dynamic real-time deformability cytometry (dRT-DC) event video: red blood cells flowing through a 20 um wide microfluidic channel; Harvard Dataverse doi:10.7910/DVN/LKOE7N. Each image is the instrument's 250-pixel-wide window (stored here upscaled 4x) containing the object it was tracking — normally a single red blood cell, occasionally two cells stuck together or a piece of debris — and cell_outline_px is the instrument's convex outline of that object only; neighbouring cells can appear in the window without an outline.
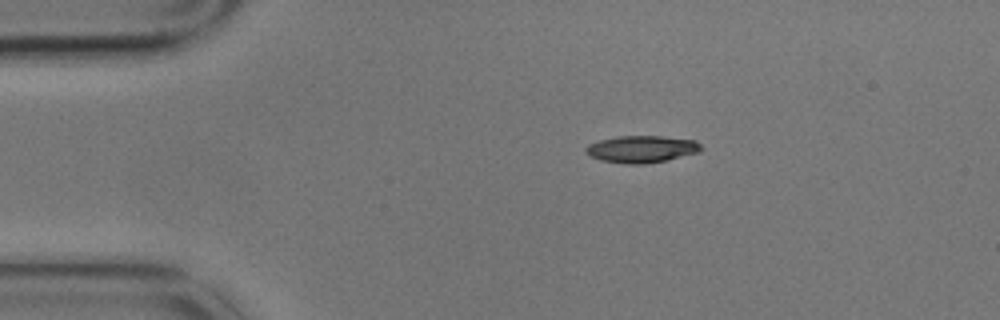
{"species": "common noctule bat (a hibernating species)", "species_latin": "Nyctalus noctula", "temperature_condition": "cold", "stored_images_in_passage": 9, "camera_frame_rate_fps": 3000, "um_per_image_px": 0.085, "animal": {"sex": "male", "body_mass_g": 17.9}, "frame": {"image": 1, "passage_image": 1, "time_ms": 0.0, "image_size_px": [1000, 320], "cell_outline_px": [[704, 148], [700, 152], [668, 160], [644, 164], [624, 164], [600, 160], [588, 156], [584, 152], [584, 148], [588, 144], [600, 140], [616, 136], [664, 136], [696, 140]], "centroid_in_image_um": [54.53, 12.68], "position_along_channel_um": 30.5, "area_um2": 18.55}}
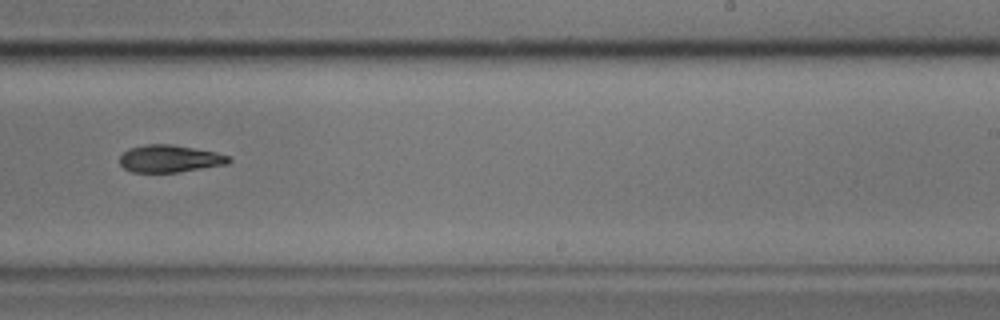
{"frame": {"image": 2, "passage_image": 8, "time_ms": 2.333, "image_size_px": [1000, 320], "cell_outline_px": [[232, 160], [228, 164], [176, 172], [132, 172], [124, 168], [120, 164], [120, 156], [128, 148], [144, 144], [172, 144], [216, 152], [228, 156]], "centroid_in_image_um": [14.41, 13.48], "position_along_channel_um": 274.6, "area_um2": 17.34}}
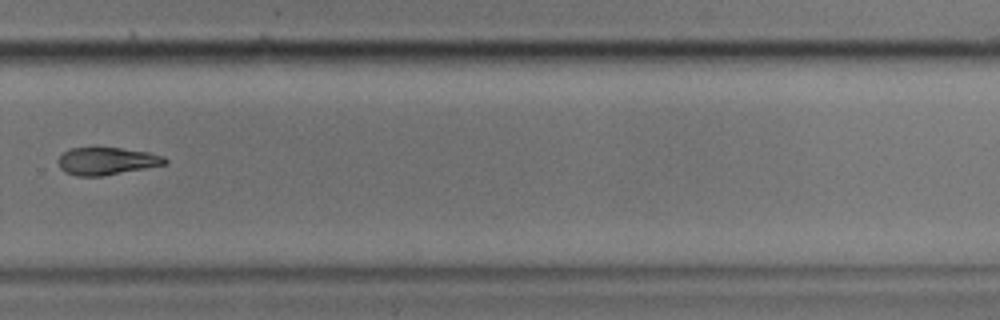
{"frame": {"image": 3, "passage_image": 9, "time_ms": 2.667, "image_size_px": [1000, 320], "cell_outline_px": [[168, 160], [164, 164], [104, 176], [76, 176], [64, 172], [60, 168], [60, 156], [64, 152], [72, 148], [120, 148], [148, 152], [164, 156]], "centroid_in_image_um": [9.07, 13.7], "position_along_channel_um": 320.7, "area_um2": 16.82}}